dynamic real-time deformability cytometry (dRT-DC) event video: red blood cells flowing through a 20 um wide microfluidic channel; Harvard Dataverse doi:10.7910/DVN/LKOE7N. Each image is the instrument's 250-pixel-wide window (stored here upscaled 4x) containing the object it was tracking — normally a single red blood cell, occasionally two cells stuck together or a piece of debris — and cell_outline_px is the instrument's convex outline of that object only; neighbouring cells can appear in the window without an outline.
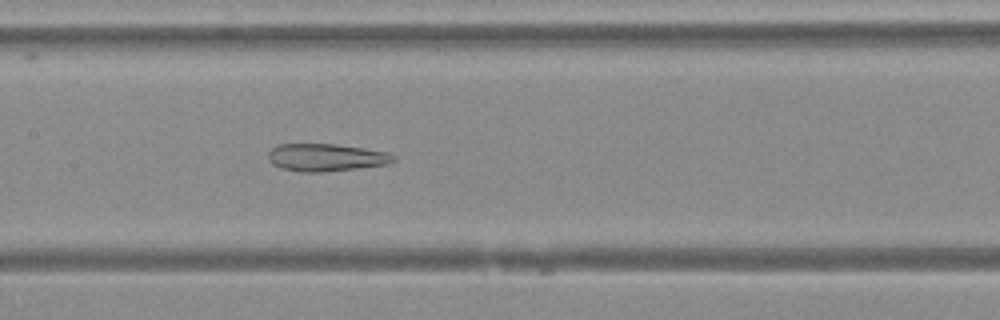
{"species": "Egyptian fruit bat (a non-hibernating species)", "species_latin": "Rousettus aegyptiacus", "temperature_condition": "warm", "stored_images_in_passage": 50, "camera_frame_rate_fps": 3000, "um_per_image_px": 0.085, "animal": {"sex": "female"}, "frame": {"image": 1, "passage_image": 24, "time_ms": 7.667, "image_size_px": [1000, 320], "cell_outline_px": [[396, 160], [388, 164], [360, 168], [320, 172], [300, 172], [284, 168], [272, 164], [268, 160], [268, 152], [272, 148], [280, 144], [336, 144], [364, 148], [384, 152], [392, 156]], "centroid_in_image_um": [27.68, 13.38], "position_along_channel_um": 179.7, "area_um2": 19.94}}
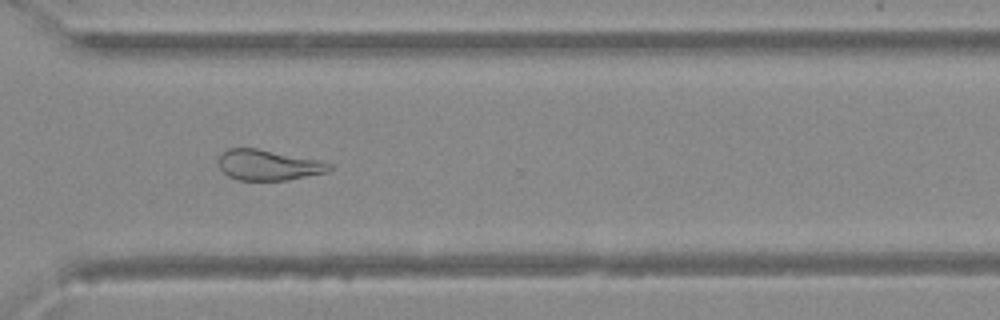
{"frame": {"image": 2, "passage_image": 36, "time_ms": 11.667, "image_size_px": [1000, 320], "cell_outline_px": [[332, 168], [328, 172], [288, 180], [240, 180], [228, 176], [220, 168], [220, 156], [228, 148], [256, 148], [320, 160], [332, 164]], "centroid_in_image_um": [22.85, 14.03], "position_along_channel_um": 347.7, "area_um2": 19.59}}
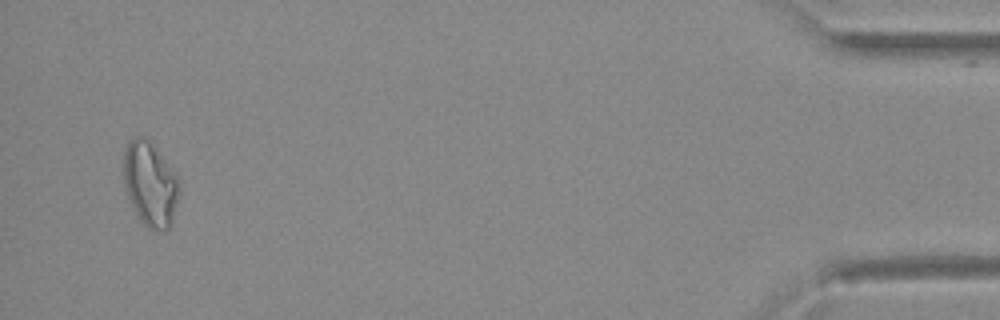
{"frame": {"image": 3, "passage_image": 47, "time_ms": 15.333, "image_size_px": [1000, 320], "cell_outline_px": [[180, 192], [172, 220], [168, 228], [148, 228], [140, 220], [128, 196], [124, 184], [124, 148], [128, 140], [136, 136], [144, 136], [156, 148], [172, 172], [176, 180]], "centroid_in_image_um": [12.72, 15.6], "position_along_channel_um": 422.5, "area_um2": 26.53}}